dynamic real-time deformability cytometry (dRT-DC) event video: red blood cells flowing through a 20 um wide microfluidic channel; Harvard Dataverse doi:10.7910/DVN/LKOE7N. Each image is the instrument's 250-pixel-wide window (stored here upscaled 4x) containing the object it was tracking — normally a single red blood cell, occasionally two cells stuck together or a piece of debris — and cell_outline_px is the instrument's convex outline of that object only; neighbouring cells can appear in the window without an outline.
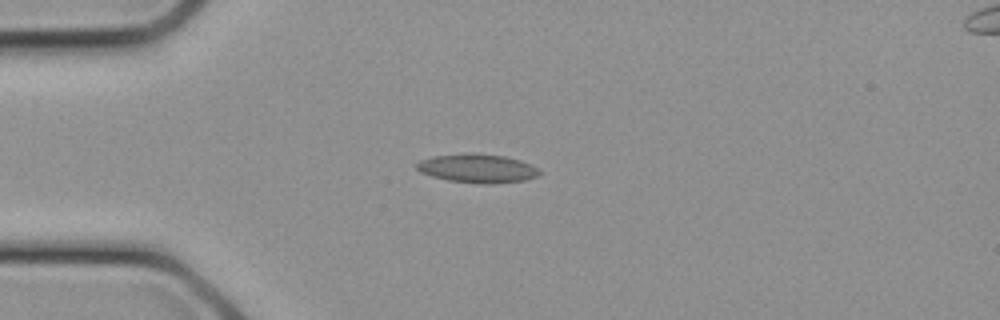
{"species": "common noctule bat (a hibernating species)", "species_latin": "Nyctalus noctula", "temperature_condition": "cold", "stored_images_in_passage": 12, "camera_frame_rate_fps": 3000, "um_per_image_px": 0.085, "animal": {"sex": "female", "body_mass_g": 21.9}, "frame": {"image": 1, "passage_image": 3, "time_ms": 0.667, "image_size_px": [1000, 320], "cell_outline_px": [[540, 172], [536, 176], [524, 180], [492, 184], [480, 184], [448, 180], [432, 176], [420, 172], [416, 168], [416, 164], [420, 160], [432, 156], [472, 152], [476, 152], [504, 156], [520, 160], [536, 168]], "centroid_in_image_um": [40.53, 14.3], "position_along_channel_um": 44.5, "area_um2": 20.58}}
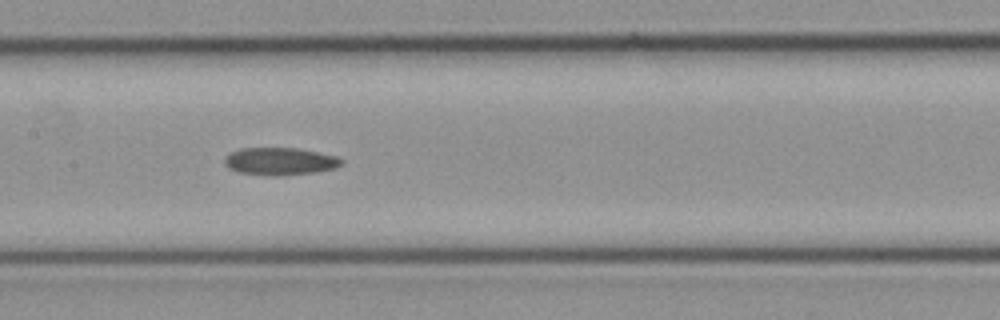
{"frame": {"image": 2, "passage_image": 9, "time_ms": 2.667, "image_size_px": [1000, 320], "cell_outline_px": [[344, 164], [336, 168], [316, 172], [284, 176], [264, 176], [240, 172], [228, 168], [224, 164], [224, 160], [232, 152], [240, 148], [296, 148], [336, 156], [344, 160]], "centroid_in_image_um": [23.83, 13.73], "position_along_channel_um": 183.6, "area_um2": 18.9}}
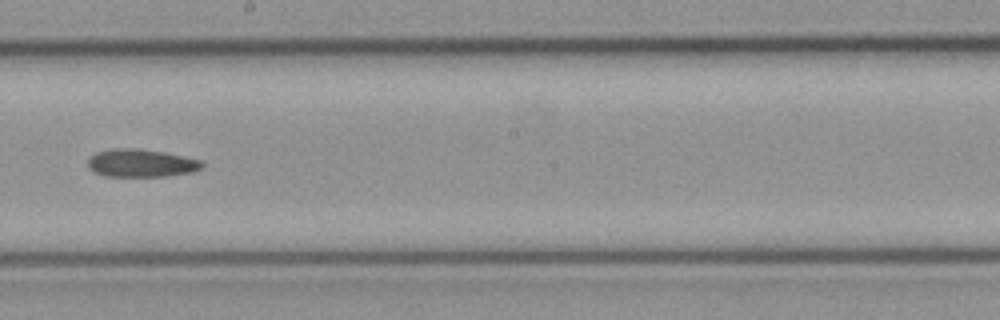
{"frame": {"image": 3, "passage_image": 11, "time_ms": 3.333, "image_size_px": [1000, 320], "cell_outline_px": [[204, 164], [200, 168], [192, 172], [164, 176], [104, 176], [92, 172], [88, 168], [88, 160], [96, 152], [112, 148], [136, 148], [164, 152], [200, 160]], "centroid_in_image_um": [11.94, 13.86], "position_along_channel_um": 236.3, "area_um2": 18.5}}